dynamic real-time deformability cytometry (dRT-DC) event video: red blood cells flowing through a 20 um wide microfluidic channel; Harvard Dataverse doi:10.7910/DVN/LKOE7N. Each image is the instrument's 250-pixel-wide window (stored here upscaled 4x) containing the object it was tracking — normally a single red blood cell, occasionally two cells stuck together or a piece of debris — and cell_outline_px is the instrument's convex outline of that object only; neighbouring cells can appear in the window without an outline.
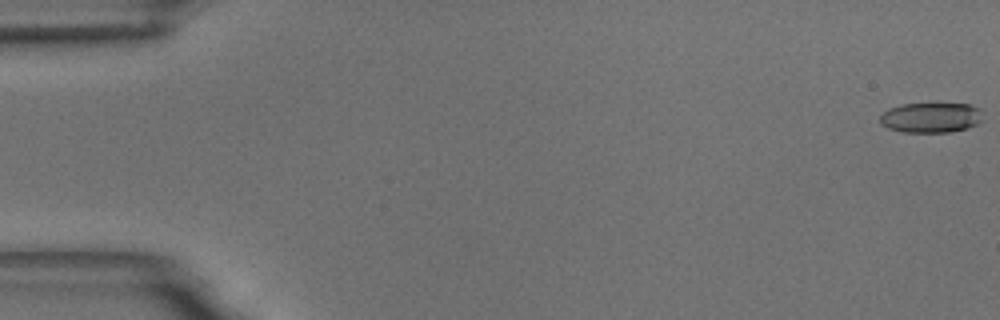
{"species": "common noctule bat (a hibernating species)", "species_latin": "Nyctalus noctula", "temperature_condition": "room temperature", "stored_images_in_passage": 56, "camera_frame_rate_fps": 3000, "um_per_image_px": 0.085, "animal": {"sex": "male", "body_mass_g": 18.8}, "frame": {"image": 1, "passage_image": 1, "time_ms": 0.0, "image_size_px": [1000, 320], "cell_outline_px": [[980, 120], [976, 124], [968, 128], [948, 132], [900, 132], [888, 128], [880, 124], [880, 116], [888, 108], [900, 104], [968, 104], [980, 108]], "centroid_in_image_um": [79.07, 10.0], "position_along_channel_um": 5.9, "area_um2": 17.98}}
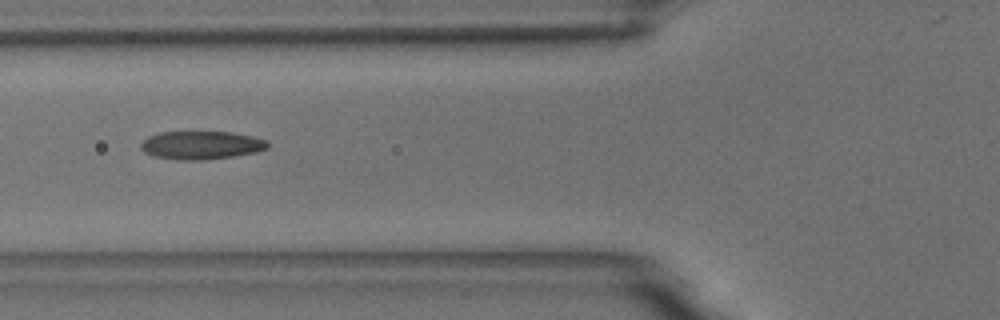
{"frame": {"image": 2, "passage_image": 22, "time_ms": 7.0, "image_size_px": [1000, 320], "cell_outline_px": [[268, 148], [256, 152], [232, 156], [204, 160], [176, 160], [152, 156], [144, 152], [140, 148], [140, 144], [148, 136], [160, 132], [232, 132], [252, 136], [268, 140]], "centroid_in_image_um": [17.09, 12.34], "position_along_channel_um": 108.7, "area_um2": 20.98}}
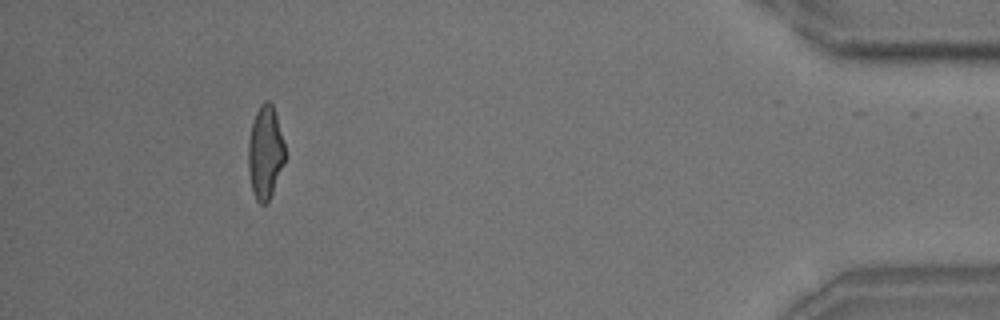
{"frame": {"image": 3, "passage_image": 52, "time_ms": 17.0, "image_size_px": [1000, 320], "cell_outline_px": [[288, 156], [272, 192], [268, 200], [264, 204], [260, 204], [256, 200], [252, 192], [248, 172], [248, 140], [252, 124], [256, 112], [260, 104], [264, 100], [268, 100], [272, 104], [276, 116]], "centroid_in_image_um": [22.55, 12.96], "position_along_channel_um": 412.6, "area_um2": 20.17}, "authors_computed_cell_mechanics": {"area_um2": 20.2011, "velocity_mm_per_s": 3.6407, "shape_relaxation_time_tau1_ms": 5.9601, "shape_relaxation_time_tau2_ms": 1.4564, "deformation_change_tau1": 0.1706, "deformation_change_tau2": 0.0768}}